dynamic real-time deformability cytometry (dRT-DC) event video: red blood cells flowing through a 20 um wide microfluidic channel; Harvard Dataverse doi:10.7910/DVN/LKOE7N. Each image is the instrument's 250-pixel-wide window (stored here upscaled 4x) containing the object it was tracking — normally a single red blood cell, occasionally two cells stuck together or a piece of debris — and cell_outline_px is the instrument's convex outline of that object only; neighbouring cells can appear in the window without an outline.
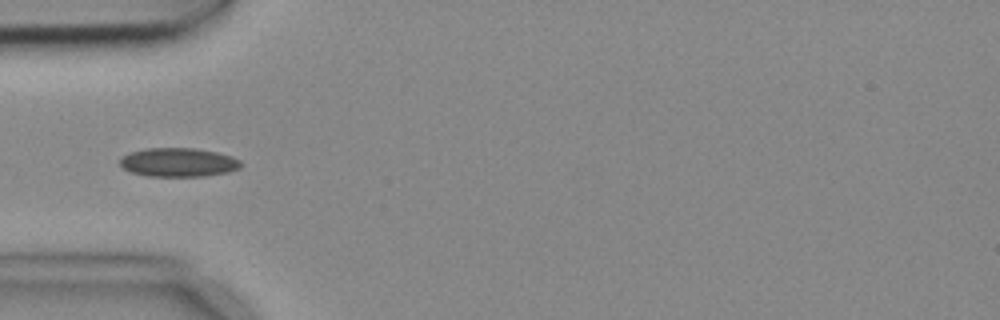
{"species": "common noctule bat (a hibernating species)", "species_latin": "Nyctalus noctula", "temperature_condition": "cold", "stored_images_in_passage": 9, "camera_frame_rate_fps": 3000, "um_per_image_px": 0.085, "animal": {"sex": "female", "body_mass_g": 18.4}, "frame": {"image": 1, "passage_image": 4, "time_ms": 1.0, "image_size_px": [1000, 320], "cell_outline_px": [[240, 168], [228, 172], [204, 176], [148, 176], [132, 172], [124, 168], [120, 164], [120, 156], [128, 152], [144, 148], [196, 148], [216, 152], [232, 156], [240, 160]], "centroid_in_image_um": [15.14, 13.79], "position_along_channel_um": 69.9, "area_um2": 20.4}}
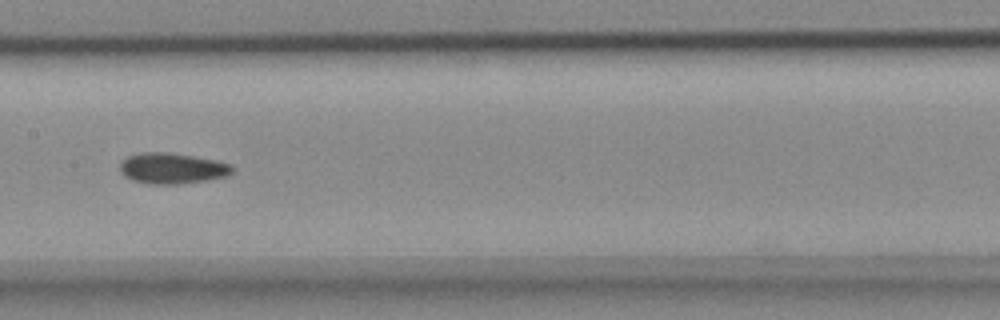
{"frame": {"image": 2, "passage_image": 7, "time_ms": 2.0, "image_size_px": [1000, 320], "cell_outline_px": [[236, 168], [228, 176], [208, 180], [180, 184], [148, 184], [132, 180], [124, 176], [120, 172], [120, 164], [128, 156], [140, 152], [168, 152], [216, 160], [228, 164]], "centroid_in_image_um": [14.63, 14.31], "position_along_channel_um": 192.8, "area_um2": 20.29}}
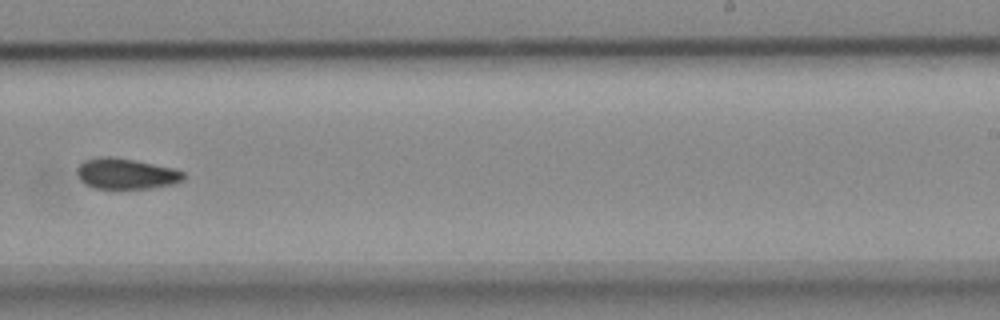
{"frame": {"image": 3, "passage_image": 9, "time_ms": 2.667, "image_size_px": [1000, 320], "cell_outline_px": [[184, 180], [176, 184], [148, 188], [92, 188], [84, 184], [80, 180], [76, 172], [76, 168], [84, 160], [100, 156], [112, 156], [136, 160], [172, 168], [184, 172]], "centroid_in_image_um": [10.69, 14.76], "position_along_channel_um": 278.3, "area_um2": 19.25}}